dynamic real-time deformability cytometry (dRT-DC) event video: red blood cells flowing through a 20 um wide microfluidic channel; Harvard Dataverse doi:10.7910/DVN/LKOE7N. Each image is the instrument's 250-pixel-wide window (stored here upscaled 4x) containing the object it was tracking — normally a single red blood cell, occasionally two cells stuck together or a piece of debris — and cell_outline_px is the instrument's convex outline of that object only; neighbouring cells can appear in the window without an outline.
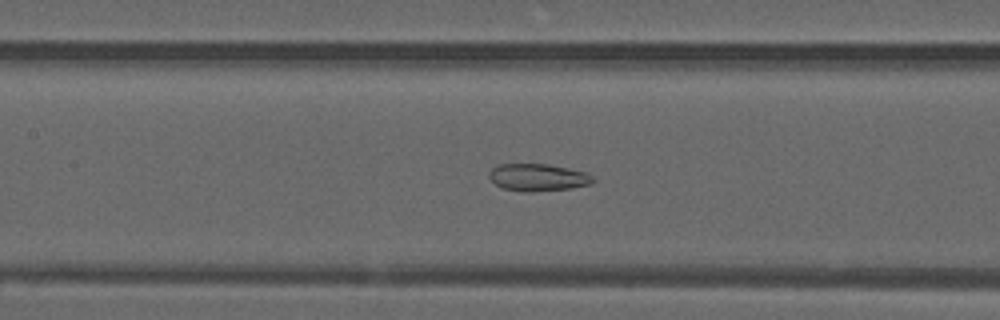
{"species": "common noctule bat (a hibernating species)", "species_latin": "Nyctalus noctula", "temperature_condition": "warm", "stored_images_in_passage": 38, "camera_frame_rate_fps": 3000, "um_per_image_px": 0.085, "animal": {"sex": "male", "forearm_length_mm": 52.5}, "frame": {"image": 1, "passage_image": 10, "time_ms": 3.0, "image_size_px": [1000, 320], "cell_outline_px": [[596, 180], [592, 184], [572, 188], [532, 192], [520, 192], [504, 188], [496, 184], [488, 176], [488, 172], [492, 168], [500, 164], [548, 164], [568, 168], [584, 172], [592, 176]], "centroid_in_image_um": [45.73, 15.08], "position_along_channel_um": 161.7, "area_um2": 16.59}}
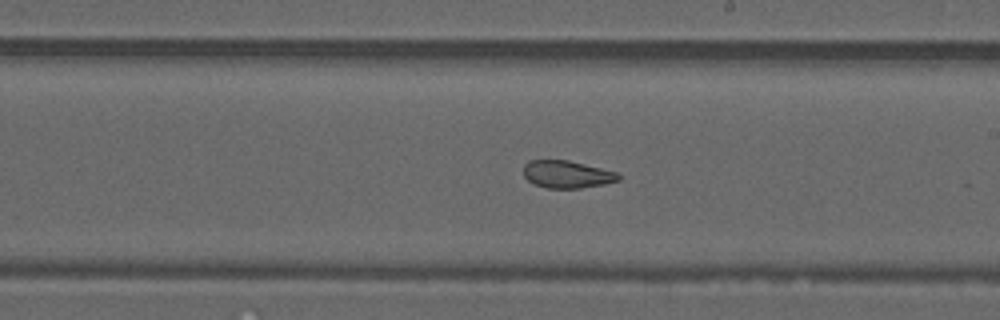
{"frame": {"image": 2, "passage_image": 16, "time_ms": 5.0, "image_size_px": [1000, 320], "cell_outline_px": [[620, 180], [604, 184], [580, 188], [548, 188], [536, 184], [528, 180], [524, 176], [524, 164], [528, 160], [568, 160], [616, 172], [620, 176]], "centroid_in_image_um": [48.18, 14.81], "position_along_channel_um": 240.8, "area_um2": 15.03}}
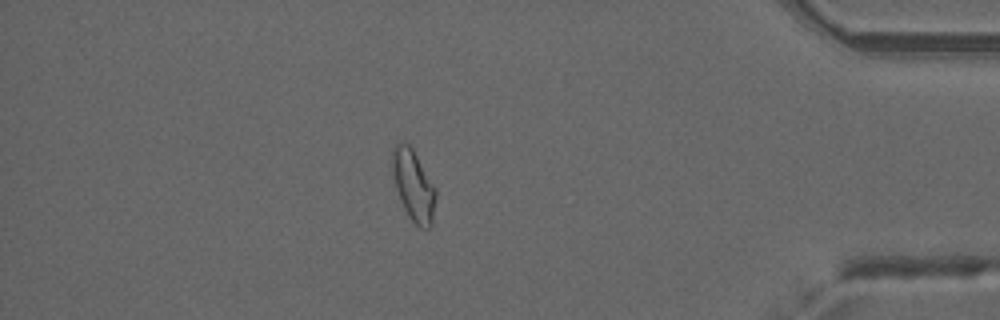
{"frame": {"image": 3, "passage_image": 31, "time_ms": 10.0, "image_size_px": [1000, 320], "cell_outline_px": [[436, 196], [432, 224], [428, 228], [420, 228], [408, 216], [404, 208], [396, 188], [392, 176], [392, 148], [396, 140], [404, 140], [412, 148], [436, 188]], "centroid_in_image_um": [35.12, 15.71], "position_along_channel_um": 400.1, "area_um2": 18.15}, "authors_computed_cell_mechanics": {"area_um2": 17.0799, "velocity_mm_per_s": 3.9828, "shape_relaxation_time_tau1_ms": null, "shape_relaxation_time_tau2_ms": 1.4039, "deformation_change_tau1": null, "deformation_change_tau2": 0.0773}}